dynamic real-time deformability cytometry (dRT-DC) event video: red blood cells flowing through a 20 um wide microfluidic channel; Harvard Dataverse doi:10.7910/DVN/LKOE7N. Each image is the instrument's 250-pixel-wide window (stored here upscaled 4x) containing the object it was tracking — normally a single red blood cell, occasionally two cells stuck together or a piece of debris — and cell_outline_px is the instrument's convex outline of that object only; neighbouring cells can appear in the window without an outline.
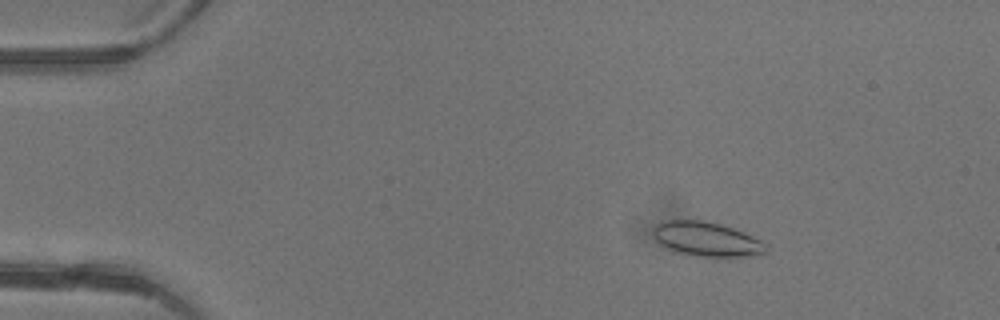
{"species": "common noctule bat (a hibernating species)", "species_latin": "Nyctalus noctula", "temperature_condition": "warm", "stored_images_in_passage": 47, "camera_frame_rate_fps": 3000, "um_per_image_px": 0.085, "animal": {"sex": "female"}, "frame": {"image": 1, "passage_image": 7, "time_ms": 2.0, "image_size_px": [1000, 320], "cell_outline_px": [[768, 252], [752, 256], [732, 260], [692, 256], [676, 252], [660, 244], [656, 240], [652, 232], [652, 228], [660, 220], [704, 220], [720, 224], [744, 232], [760, 240], [768, 248]], "centroid_in_image_um": [60.08, 20.37], "position_along_channel_um": 24.9, "area_um2": 23.58}}
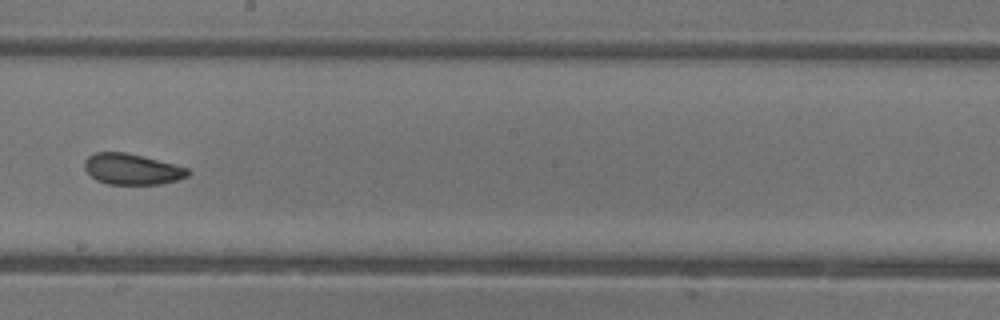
{"frame": {"image": 2, "passage_image": 27, "time_ms": 8.667, "image_size_px": [1000, 320], "cell_outline_px": [[192, 172], [188, 176], [176, 180], [160, 184], [108, 184], [96, 180], [84, 168], [84, 160], [88, 156], [96, 152], [124, 152], [188, 168]], "centroid_in_image_um": [11.2, 14.38], "position_along_channel_um": 237.0, "area_um2": 18.38}}
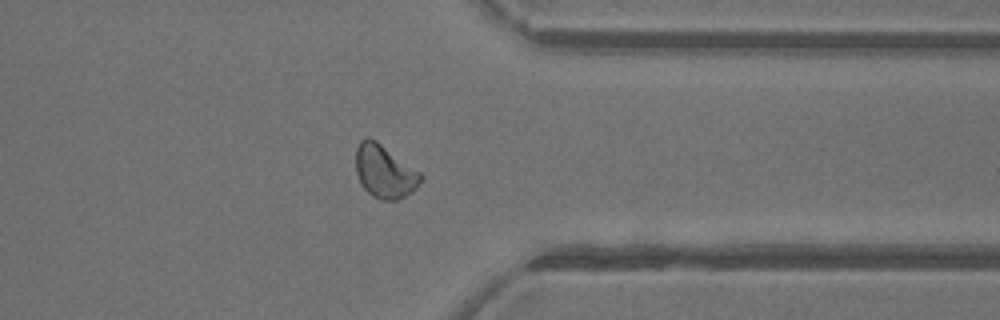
{"frame": {"image": 3, "passage_image": 37, "time_ms": 12.0, "image_size_px": [1000, 320], "cell_outline_px": [[424, 176], [416, 188], [412, 192], [396, 200], [380, 200], [372, 196], [360, 184], [356, 172], [356, 148], [360, 140], [376, 140], [420, 172]], "centroid_in_image_um": [32.69, 14.61], "position_along_channel_um": 378.7, "area_um2": 19.88}, "authors_computed_cell_mechanics": {"area_um2": 20.1144, "velocity_mm_per_s": 4.4123, "shape_relaxation_time_tau1_ms": 7.6423, "shape_relaxation_time_tau2_ms": 1.4278, "deformation_change_tau1": 0.1284, "deformation_change_tau2": 0.0559}}